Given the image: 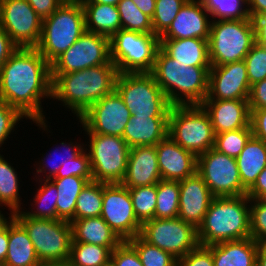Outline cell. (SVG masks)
Listing matches in <instances>:
<instances>
[{
  "mask_svg": "<svg viewBox=\"0 0 266 266\" xmlns=\"http://www.w3.org/2000/svg\"><path fill=\"white\" fill-rule=\"evenodd\" d=\"M0 24L20 48H35L40 41L42 19L27 0H0Z\"/></svg>",
  "mask_w": 266,
  "mask_h": 266,
  "instance_id": "15",
  "label": "cell"
},
{
  "mask_svg": "<svg viewBox=\"0 0 266 266\" xmlns=\"http://www.w3.org/2000/svg\"><path fill=\"white\" fill-rule=\"evenodd\" d=\"M116 247L71 242L68 261L73 266H106L111 261V253Z\"/></svg>",
  "mask_w": 266,
  "mask_h": 266,
  "instance_id": "32",
  "label": "cell"
},
{
  "mask_svg": "<svg viewBox=\"0 0 266 266\" xmlns=\"http://www.w3.org/2000/svg\"><path fill=\"white\" fill-rule=\"evenodd\" d=\"M110 263L113 266H143L135 248L122 241L111 253Z\"/></svg>",
  "mask_w": 266,
  "mask_h": 266,
  "instance_id": "48",
  "label": "cell"
},
{
  "mask_svg": "<svg viewBox=\"0 0 266 266\" xmlns=\"http://www.w3.org/2000/svg\"><path fill=\"white\" fill-rule=\"evenodd\" d=\"M248 103L250 109L266 108V79L251 85Z\"/></svg>",
  "mask_w": 266,
  "mask_h": 266,
  "instance_id": "51",
  "label": "cell"
},
{
  "mask_svg": "<svg viewBox=\"0 0 266 266\" xmlns=\"http://www.w3.org/2000/svg\"><path fill=\"white\" fill-rule=\"evenodd\" d=\"M100 216L122 241H128L140 234L142 223L134 213L129 188L121 183H103Z\"/></svg>",
  "mask_w": 266,
  "mask_h": 266,
  "instance_id": "16",
  "label": "cell"
},
{
  "mask_svg": "<svg viewBox=\"0 0 266 266\" xmlns=\"http://www.w3.org/2000/svg\"><path fill=\"white\" fill-rule=\"evenodd\" d=\"M72 242L117 247L122 240L100 217L83 218L71 222Z\"/></svg>",
  "mask_w": 266,
  "mask_h": 266,
  "instance_id": "27",
  "label": "cell"
},
{
  "mask_svg": "<svg viewBox=\"0 0 266 266\" xmlns=\"http://www.w3.org/2000/svg\"><path fill=\"white\" fill-rule=\"evenodd\" d=\"M253 20L211 21L208 39L211 66L244 60L255 44Z\"/></svg>",
  "mask_w": 266,
  "mask_h": 266,
  "instance_id": "8",
  "label": "cell"
},
{
  "mask_svg": "<svg viewBox=\"0 0 266 266\" xmlns=\"http://www.w3.org/2000/svg\"><path fill=\"white\" fill-rule=\"evenodd\" d=\"M118 74L112 61L81 71L51 74L52 98L61 101L79 118L94 103L115 90Z\"/></svg>",
  "mask_w": 266,
  "mask_h": 266,
  "instance_id": "2",
  "label": "cell"
},
{
  "mask_svg": "<svg viewBox=\"0 0 266 266\" xmlns=\"http://www.w3.org/2000/svg\"><path fill=\"white\" fill-rule=\"evenodd\" d=\"M145 15L152 19L156 0H131Z\"/></svg>",
  "mask_w": 266,
  "mask_h": 266,
  "instance_id": "57",
  "label": "cell"
},
{
  "mask_svg": "<svg viewBox=\"0 0 266 266\" xmlns=\"http://www.w3.org/2000/svg\"><path fill=\"white\" fill-rule=\"evenodd\" d=\"M9 242V225L0 233V260L5 261Z\"/></svg>",
  "mask_w": 266,
  "mask_h": 266,
  "instance_id": "58",
  "label": "cell"
},
{
  "mask_svg": "<svg viewBox=\"0 0 266 266\" xmlns=\"http://www.w3.org/2000/svg\"><path fill=\"white\" fill-rule=\"evenodd\" d=\"M179 181L163 180L157 183L155 218L168 219L179 214Z\"/></svg>",
  "mask_w": 266,
  "mask_h": 266,
  "instance_id": "36",
  "label": "cell"
},
{
  "mask_svg": "<svg viewBox=\"0 0 266 266\" xmlns=\"http://www.w3.org/2000/svg\"><path fill=\"white\" fill-rule=\"evenodd\" d=\"M115 90L133 116L169 117L172 105L150 73H119Z\"/></svg>",
  "mask_w": 266,
  "mask_h": 266,
  "instance_id": "9",
  "label": "cell"
},
{
  "mask_svg": "<svg viewBox=\"0 0 266 266\" xmlns=\"http://www.w3.org/2000/svg\"><path fill=\"white\" fill-rule=\"evenodd\" d=\"M160 48L172 59L186 67H211L208 39H160Z\"/></svg>",
  "mask_w": 266,
  "mask_h": 266,
  "instance_id": "25",
  "label": "cell"
},
{
  "mask_svg": "<svg viewBox=\"0 0 266 266\" xmlns=\"http://www.w3.org/2000/svg\"><path fill=\"white\" fill-rule=\"evenodd\" d=\"M58 191L57 199V216L61 220L70 221L74 217L76 202L81 190L93 178H82L77 176H69L65 178L49 179Z\"/></svg>",
  "mask_w": 266,
  "mask_h": 266,
  "instance_id": "31",
  "label": "cell"
},
{
  "mask_svg": "<svg viewBox=\"0 0 266 266\" xmlns=\"http://www.w3.org/2000/svg\"><path fill=\"white\" fill-rule=\"evenodd\" d=\"M247 7L252 19L266 13V0H248Z\"/></svg>",
  "mask_w": 266,
  "mask_h": 266,
  "instance_id": "56",
  "label": "cell"
},
{
  "mask_svg": "<svg viewBox=\"0 0 266 266\" xmlns=\"http://www.w3.org/2000/svg\"><path fill=\"white\" fill-rule=\"evenodd\" d=\"M86 31L111 38L122 29L117 6L100 3H82Z\"/></svg>",
  "mask_w": 266,
  "mask_h": 266,
  "instance_id": "30",
  "label": "cell"
},
{
  "mask_svg": "<svg viewBox=\"0 0 266 266\" xmlns=\"http://www.w3.org/2000/svg\"><path fill=\"white\" fill-rule=\"evenodd\" d=\"M19 184L14 167L0 154V205L14 212L22 210Z\"/></svg>",
  "mask_w": 266,
  "mask_h": 266,
  "instance_id": "34",
  "label": "cell"
},
{
  "mask_svg": "<svg viewBox=\"0 0 266 266\" xmlns=\"http://www.w3.org/2000/svg\"><path fill=\"white\" fill-rule=\"evenodd\" d=\"M200 105L209 115L215 135L251 126L248 100H204Z\"/></svg>",
  "mask_w": 266,
  "mask_h": 266,
  "instance_id": "22",
  "label": "cell"
},
{
  "mask_svg": "<svg viewBox=\"0 0 266 266\" xmlns=\"http://www.w3.org/2000/svg\"><path fill=\"white\" fill-rule=\"evenodd\" d=\"M244 62L247 67V75L250 86L266 79V48L255 43Z\"/></svg>",
  "mask_w": 266,
  "mask_h": 266,
  "instance_id": "43",
  "label": "cell"
},
{
  "mask_svg": "<svg viewBox=\"0 0 266 266\" xmlns=\"http://www.w3.org/2000/svg\"><path fill=\"white\" fill-rule=\"evenodd\" d=\"M249 203L247 195L214 197L197 228L199 245L209 246L251 237Z\"/></svg>",
  "mask_w": 266,
  "mask_h": 266,
  "instance_id": "4",
  "label": "cell"
},
{
  "mask_svg": "<svg viewBox=\"0 0 266 266\" xmlns=\"http://www.w3.org/2000/svg\"><path fill=\"white\" fill-rule=\"evenodd\" d=\"M255 28V42L266 48V13L252 18Z\"/></svg>",
  "mask_w": 266,
  "mask_h": 266,
  "instance_id": "54",
  "label": "cell"
},
{
  "mask_svg": "<svg viewBox=\"0 0 266 266\" xmlns=\"http://www.w3.org/2000/svg\"><path fill=\"white\" fill-rule=\"evenodd\" d=\"M177 266H214L212 251L207 246L198 245L179 258Z\"/></svg>",
  "mask_w": 266,
  "mask_h": 266,
  "instance_id": "49",
  "label": "cell"
},
{
  "mask_svg": "<svg viewBox=\"0 0 266 266\" xmlns=\"http://www.w3.org/2000/svg\"><path fill=\"white\" fill-rule=\"evenodd\" d=\"M155 147L161 179L181 181L197 172V156L183 149L169 136Z\"/></svg>",
  "mask_w": 266,
  "mask_h": 266,
  "instance_id": "21",
  "label": "cell"
},
{
  "mask_svg": "<svg viewBox=\"0 0 266 266\" xmlns=\"http://www.w3.org/2000/svg\"><path fill=\"white\" fill-rule=\"evenodd\" d=\"M121 0H80L81 3H100L116 6Z\"/></svg>",
  "mask_w": 266,
  "mask_h": 266,
  "instance_id": "61",
  "label": "cell"
},
{
  "mask_svg": "<svg viewBox=\"0 0 266 266\" xmlns=\"http://www.w3.org/2000/svg\"><path fill=\"white\" fill-rule=\"evenodd\" d=\"M122 29L144 34H154L152 20L131 0H121L117 5Z\"/></svg>",
  "mask_w": 266,
  "mask_h": 266,
  "instance_id": "39",
  "label": "cell"
},
{
  "mask_svg": "<svg viewBox=\"0 0 266 266\" xmlns=\"http://www.w3.org/2000/svg\"><path fill=\"white\" fill-rule=\"evenodd\" d=\"M103 202V183L90 181L78 196L74 217L69 221L100 217Z\"/></svg>",
  "mask_w": 266,
  "mask_h": 266,
  "instance_id": "33",
  "label": "cell"
},
{
  "mask_svg": "<svg viewBox=\"0 0 266 266\" xmlns=\"http://www.w3.org/2000/svg\"><path fill=\"white\" fill-rule=\"evenodd\" d=\"M89 137L88 156L90 158L93 181L106 184L121 183L125 177L130 147L120 136L94 134Z\"/></svg>",
  "mask_w": 266,
  "mask_h": 266,
  "instance_id": "11",
  "label": "cell"
},
{
  "mask_svg": "<svg viewBox=\"0 0 266 266\" xmlns=\"http://www.w3.org/2000/svg\"><path fill=\"white\" fill-rule=\"evenodd\" d=\"M200 2L205 10L212 16L211 20L250 19L247 7L248 0H200ZM244 5H246V7Z\"/></svg>",
  "mask_w": 266,
  "mask_h": 266,
  "instance_id": "37",
  "label": "cell"
},
{
  "mask_svg": "<svg viewBox=\"0 0 266 266\" xmlns=\"http://www.w3.org/2000/svg\"><path fill=\"white\" fill-rule=\"evenodd\" d=\"M250 235L255 241L266 236V204L250 199Z\"/></svg>",
  "mask_w": 266,
  "mask_h": 266,
  "instance_id": "47",
  "label": "cell"
},
{
  "mask_svg": "<svg viewBox=\"0 0 266 266\" xmlns=\"http://www.w3.org/2000/svg\"><path fill=\"white\" fill-rule=\"evenodd\" d=\"M4 262L6 266H40L42 264L26 230L15 219L9 224L8 251Z\"/></svg>",
  "mask_w": 266,
  "mask_h": 266,
  "instance_id": "29",
  "label": "cell"
},
{
  "mask_svg": "<svg viewBox=\"0 0 266 266\" xmlns=\"http://www.w3.org/2000/svg\"><path fill=\"white\" fill-rule=\"evenodd\" d=\"M40 266H73L69 261L54 262V263H42Z\"/></svg>",
  "mask_w": 266,
  "mask_h": 266,
  "instance_id": "62",
  "label": "cell"
},
{
  "mask_svg": "<svg viewBox=\"0 0 266 266\" xmlns=\"http://www.w3.org/2000/svg\"><path fill=\"white\" fill-rule=\"evenodd\" d=\"M52 98L51 66L36 48H20L0 69V100L47 131L42 98Z\"/></svg>",
  "mask_w": 266,
  "mask_h": 266,
  "instance_id": "1",
  "label": "cell"
},
{
  "mask_svg": "<svg viewBox=\"0 0 266 266\" xmlns=\"http://www.w3.org/2000/svg\"><path fill=\"white\" fill-rule=\"evenodd\" d=\"M210 68L186 67L159 47L150 74L172 106L200 105L208 95Z\"/></svg>",
  "mask_w": 266,
  "mask_h": 266,
  "instance_id": "3",
  "label": "cell"
},
{
  "mask_svg": "<svg viewBox=\"0 0 266 266\" xmlns=\"http://www.w3.org/2000/svg\"><path fill=\"white\" fill-rule=\"evenodd\" d=\"M187 0H156L152 17L154 34L159 37L168 29Z\"/></svg>",
  "mask_w": 266,
  "mask_h": 266,
  "instance_id": "42",
  "label": "cell"
},
{
  "mask_svg": "<svg viewBox=\"0 0 266 266\" xmlns=\"http://www.w3.org/2000/svg\"><path fill=\"white\" fill-rule=\"evenodd\" d=\"M236 161L241 183L248 191L266 167V143L252 135Z\"/></svg>",
  "mask_w": 266,
  "mask_h": 266,
  "instance_id": "28",
  "label": "cell"
},
{
  "mask_svg": "<svg viewBox=\"0 0 266 266\" xmlns=\"http://www.w3.org/2000/svg\"><path fill=\"white\" fill-rule=\"evenodd\" d=\"M60 144H61V146H63V148H65V151L64 152L66 153L67 156L64 155L65 156L64 157L61 154H59L58 158H60V159L62 158L61 160H59V159H57L56 156L54 157L52 153H49V155H47V156L49 157L50 155H52L51 157H53V161H49L48 160L49 164L48 163L46 164V161L43 162L42 164H41V162L37 163V164H40L39 165V168L36 166V168H37L36 173L37 174L38 173L40 174L42 172L47 173L46 172L47 169H45V168L50 167V169L48 170L49 171L48 172V175L46 174L45 175L46 178H44V179H51V178H53L58 173V170L61 168V166L67 164L68 162H70V160L76 158L85 149V147H83L79 143L78 144L77 143L76 144H73L72 142H70L67 145L66 142L65 143L64 142H61ZM58 148L59 147H57V148L55 147V149L57 151L59 150ZM55 149H54V151H55ZM57 151H56V153H57ZM48 157H47V159H48ZM49 159L51 160V158H49Z\"/></svg>",
  "mask_w": 266,
  "mask_h": 266,
  "instance_id": "44",
  "label": "cell"
},
{
  "mask_svg": "<svg viewBox=\"0 0 266 266\" xmlns=\"http://www.w3.org/2000/svg\"><path fill=\"white\" fill-rule=\"evenodd\" d=\"M22 118L25 117L16 108L0 100V147L6 143L4 141H7L9 134Z\"/></svg>",
  "mask_w": 266,
  "mask_h": 266,
  "instance_id": "46",
  "label": "cell"
},
{
  "mask_svg": "<svg viewBox=\"0 0 266 266\" xmlns=\"http://www.w3.org/2000/svg\"><path fill=\"white\" fill-rule=\"evenodd\" d=\"M14 215H15V212L13 210L10 211V216H9V220L3 215L1 214V211H0V233L2 231H4L7 226L12 222V220L14 219Z\"/></svg>",
  "mask_w": 266,
  "mask_h": 266,
  "instance_id": "59",
  "label": "cell"
},
{
  "mask_svg": "<svg viewBox=\"0 0 266 266\" xmlns=\"http://www.w3.org/2000/svg\"><path fill=\"white\" fill-rule=\"evenodd\" d=\"M250 111L252 134L266 143V108L250 109Z\"/></svg>",
  "mask_w": 266,
  "mask_h": 266,
  "instance_id": "50",
  "label": "cell"
},
{
  "mask_svg": "<svg viewBox=\"0 0 266 266\" xmlns=\"http://www.w3.org/2000/svg\"><path fill=\"white\" fill-rule=\"evenodd\" d=\"M261 203L266 204V191L258 198Z\"/></svg>",
  "mask_w": 266,
  "mask_h": 266,
  "instance_id": "64",
  "label": "cell"
},
{
  "mask_svg": "<svg viewBox=\"0 0 266 266\" xmlns=\"http://www.w3.org/2000/svg\"><path fill=\"white\" fill-rule=\"evenodd\" d=\"M0 266H6L5 262L0 260Z\"/></svg>",
  "mask_w": 266,
  "mask_h": 266,
  "instance_id": "65",
  "label": "cell"
},
{
  "mask_svg": "<svg viewBox=\"0 0 266 266\" xmlns=\"http://www.w3.org/2000/svg\"><path fill=\"white\" fill-rule=\"evenodd\" d=\"M161 180L155 146L130 148L126 174L121 184L127 188L149 186Z\"/></svg>",
  "mask_w": 266,
  "mask_h": 266,
  "instance_id": "23",
  "label": "cell"
},
{
  "mask_svg": "<svg viewBox=\"0 0 266 266\" xmlns=\"http://www.w3.org/2000/svg\"><path fill=\"white\" fill-rule=\"evenodd\" d=\"M266 191V167L256 179L254 185L247 191L246 195L250 199H258Z\"/></svg>",
  "mask_w": 266,
  "mask_h": 266,
  "instance_id": "55",
  "label": "cell"
},
{
  "mask_svg": "<svg viewBox=\"0 0 266 266\" xmlns=\"http://www.w3.org/2000/svg\"><path fill=\"white\" fill-rule=\"evenodd\" d=\"M110 61V38L86 31L50 64L51 74L81 71Z\"/></svg>",
  "mask_w": 266,
  "mask_h": 266,
  "instance_id": "14",
  "label": "cell"
},
{
  "mask_svg": "<svg viewBox=\"0 0 266 266\" xmlns=\"http://www.w3.org/2000/svg\"><path fill=\"white\" fill-rule=\"evenodd\" d=\"M39 180V189L36 192L37 194L33 196V201L36 204V210H32L24 213L31 218L34 219H52V220H59L60 218L57 216V199H58V191L55 185L49 180ZM44 182V183H43ZM43 183V185H42Z\"/></svg>",
  "mask_w": 266,
  "mask_h": 266,
  "instance_id": "35",
  "label": "cell"
},
{
  "mask_svg": "<svg viewBox=\"0 0 266 266\" xmlns=\"http://www.w3.org/2000/svg\"><path fill=\"white\" fill-rule=\"evenodd\" d=\"M252 135L251 126L216 134L214 149L227 156L237 158Z\"/></svg>",
  "mask_w": 266,
  "mask_h": 266,
  "instance_id": "41",
  "label": "cell"
},
{
  "mask_svg": "<svg viewBox=\"0 0 266 266\" xmlns=\"http://www.w3.org/2000/svg\"><path fill=\"white\" fill-rule=\"evenodd\" d=\"M86 151V149L83 150L76 158L61 166L58 173L53 178H65L69 176L93 178L90 158Z\"/></svg>",
  "mask_w": 266,
  "mask_h": 266,
  "instance_id": "45",
  "label": "cell"
},
{
  "mask_svg": "<svg viewBox=\"0 0 266 266\" xmlns=\"http://www.w3.org/2000/svg\"><path fill=\"white\" fill-rule=\"evenodd\" d=\"M132 114L116 90L94 103L78 119L85 132L123 136Z\"/></svg>",
  "mask_w": 266,
  "mask_h": 266,
  "instance_id": "17",
  "label": "cell"
},
{
  "mask_svg": "<svg viewBox=\"0 0 266 266\" xmlns=\"http://www.w3.org/2000/svg\"><path fill=\"white\" fill-rule=\"evenodd\" d=\"M14 219L26 230L41 263L68 261L72 242L69 221L34 219L22 210L15 212Z\"/></svg>",
  "mask_w": 266,
  "mask_h": 266,
  "instance_id": "7",
  "label": "cell"
},
{
  "mask_svg": "<svg viewBox=\"0 0 266 266\" xmlns=\"http://www.w3.org/2000/svg\"><path fill=\"white\" fill-rule=\"evenodd\" d=\"M213 255L214 266H256V241L249 237L207 246Z\"/></svg>",
  "mask_w": 266,
  "mask_h": 266,
  "instance_id": "26",
  "label": "cell"
},
{
  "mask_svg": "<svg viewBox=\"0 0 266 266\" xmlns=\"http://www.w3.org/2000/svg\"><path fill=\"white\" fill-rule=\"evenodd\" d=\"M139 236L147 243L171 253L176 259L184 257L199 245L197 229L178 217L147 220L142 223Z\"/></svg>",
  "mask_w": 266,
  "mask_h": 266,
  "instance_id": "12",
  "label": "cell"
},
{
  "mask_svg": "<svg viewBox=\"0 0 266 266\" xmlns=\"http://www.w3.org/2000/svg\"><path fill=\"white\" fill-rule=\"evenodd\" d=\"M256 266H266V255H257Z\"/></svg>",
  "mask_w": 266,
  "mask_h": 266,
  "instance_id": "63",
  "label": "cell"
},
{
  "mask_svg": "<svg viewBox=\"0 0 266 266\" xmlns=\"http://www.w3.org/2000/svg\"><path fill=\"white\" fill-rule=\"evenodd\" d=\"M159 47L156 34L120 29L110 38V58L119 73H150Z\"/></svg>",
  "mask_w": 266,
  "mask_h": 266,
  "instance_id": "10",
  "label": "cell"
},
{
  "mask_svg": "<svg viewBox=\"0 0 266 266\" xmlns=\"http://www.w3.org/2000/svg\"><path fill=\"white\" fill-rule=\"evenodd\" d=\"M210 14L200 0H187L160 39H209Z\"/></svg>",
  "mask_w": 266,
  "mask_h": 266,
  "instance_id": "20",
  "label": "cell"
},
{
  "mask_svg": "<svg viewBox=\"0 0 266 266\" xmlns=\"http://www.w3.org/2000/svg\"><path fill=\"white\" fill-rule=\"evenodd\" d=\"M197 173L214 197L246 195L236 158L214 148L197 156Z\"/></svg>",
  "mask_w": 266,
  "mask_h": 266,
  "instance_id": "13",
  "label": "cell"
},
{
  "mask_svg": "<svg viewBox=\"0 0 266 266\" xmlns=\"http://www.w3.org/2000/svg\"><path fill=\"white\" fill-rule=\"evenodd\" d=\"M168 136L196 156L214 148V129L209 115L201 105L171 106Z\"/></svg>",
  "mask_w": 266,
  "mask_h": 266,
  "instance_id": "6",
  "label": "cell"
},
{
  "mask_svg": "<svg viewBox=\"0 0 266 266\" xmlns=\"http://www.w3.org/2000/svg\"><path fill=\"white\" fill-rule=\"evenodd\" d=\"M86 32L85 13L80 0H65L51 16L42 20V32L35 47L51 64Z\"/></svg>",
  "mask_w": 266,
  "mask_h": 266,
  "instance_id": "5",
  "label": "cell"
},
{
  "mask_svg": "<svg viewBox=\"0 0 266 266\" xmlns=\"http://www.w3.org/2000/svg\"><path fill=\"white\" fill-rule=\"evenodd\" d=\"M257 244V255H266V236L260 237L256 240Z\"/></svg>",
  "mask_w": 266,
  "mask_h": 266,
  "instance_id": "60",
  "label": "cell"
},
{
  "mask_svg": "<svg viewBox=\"0 0 266 266\" xmlns=\"http://www.w3.org/2000/svg\"><path fill=\"white\" fill-rule=\"evenodd\" d=\"M250 87L244 60L211 66L205 100H248Z\"/></svg>",
  "mask_w": 266,
  "mask_h": 266,
  "instance_id": "18",
  "label": "cell"
},
{
  "mask_svg": "<svg viewBox=\"0 0 266 266\" xmlns=\"http://www.w3.org/2000/svg\"><path fill=\"white\" fill-rule=\"evenodd\" d=\"M168 136V117L131 116L122 138L127 145L156 146Z\"/></svg>",
  "mask_w": 266,
  "mask_h": 266,
  "instance_id": "24",
  "label": "cell"
},
{
  "mask_svg": "<svg viewBox=\"0 0 266 266\" xmlns=\"http://www.w3.org/2000/svg\"><path fill=\"white\" fill-rule=\"evenodd\" d=\"M129 193L137 219L141 223L154 219L157 203V184L129 188Z\"/></svg>",
  "mask_w": 266,
  "mask_h": 266,
  "instance_id": "38",
  "label": "cell"
},
{
  "mask_svg": "<svg viewBox=\"0 0 266 266\" xmlns=\"http://www.w3.org/2000/svg\"><path fill=\"white\" fill-rule=\"evenodd\" d=\"M128 242L137 251L143 266H177L178 259L171 253L147 243L139 235Z\"/></svg>",
  "mask_w": 266,
  "mask_h": 266,
  "instance_id": "40",
  "label": "cell"
},
{
  "mask_svg": "<svg viewBox=\"0 0 266 266\" xmlns=\"http://www.w3.org/2000/svg\"><path fill=\"white\" fill-rule=\"evenodd\" d=\"M18 49L0 24V69L8 58Z\"/></svg>",
  "mask_w": 266,
  "mask_h": 266,
  "instance_id": "53",
  "label": "cell"
},
{
  "mask_svg": "<svg viewBox=\"0 0 266 266\" xmlns=\"http://www.w3.org/2000/svg\"><path fill=\"white\" fill-rule=\"evenodd\" d=\"M64 1L65 0H27L42 20L51 16Z\"/></svg>",
  "mask_w": 266,
  "mask_h": 266,
  "instance_id": "52",
  "label": "cell"
},
{
  "mask_svg": "<svg viewBox=\"0 0 266 266\" xmlns=\"http://www.w3.org/2000/svg\"><path fill=\"white\" fill-rule=\"evenodd\" d=\"M179 187L178 218L192 224L197 229L203 222L214 196L197 172L179 181Z\"/></svg>",
  "mask_w": 266,
  "mask_h": 266,
  "instance_id": "19",
  "label": "cell"
}]
</instances>
